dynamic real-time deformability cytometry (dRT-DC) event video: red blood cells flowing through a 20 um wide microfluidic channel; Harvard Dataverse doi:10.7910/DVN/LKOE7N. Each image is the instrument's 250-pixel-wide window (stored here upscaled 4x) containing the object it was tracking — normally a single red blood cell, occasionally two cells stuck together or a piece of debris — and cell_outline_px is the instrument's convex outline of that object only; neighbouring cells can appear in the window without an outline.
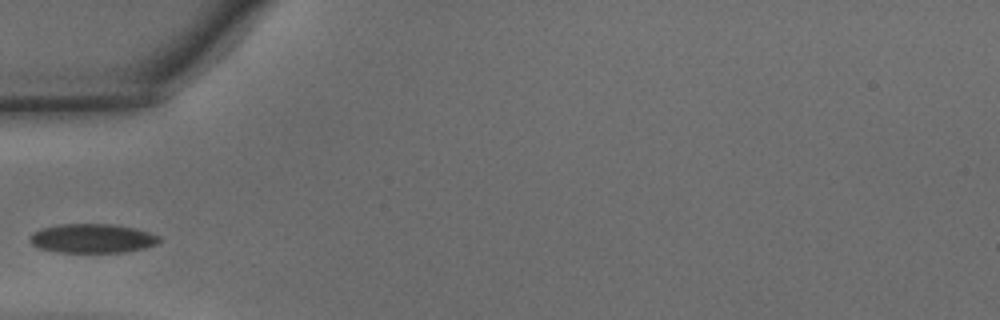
{"species": "common noctule bat (a hibernating species)", "species_latin": "Nyctalus noctula", "temperature_condition": "warm", "stored_images_in_passage": 22, "camera_frame_rate_fps": 3000, "um_per_image_px": 0.085, "animal": {"sex": "male", "body_mass_g": 15.6}, "frame": {"image": 1, "passage_image": 1, "time_ms": 0.0, "image_size_px": [1000, 320], "cell_outline_px": [[160, 240], [156, 244], [144, 248], [124, 252], [56, 252], [40, 248], [32, 244], [28, 240], [28, 236], [32, 232], [44, 228], [60, 224], [112, 224], [136, 228], [160, 236]], "centroid_in_image_um": [7.83, 20.26], "position_along_channel_um": 77.2, "area_um2": 21.96}}
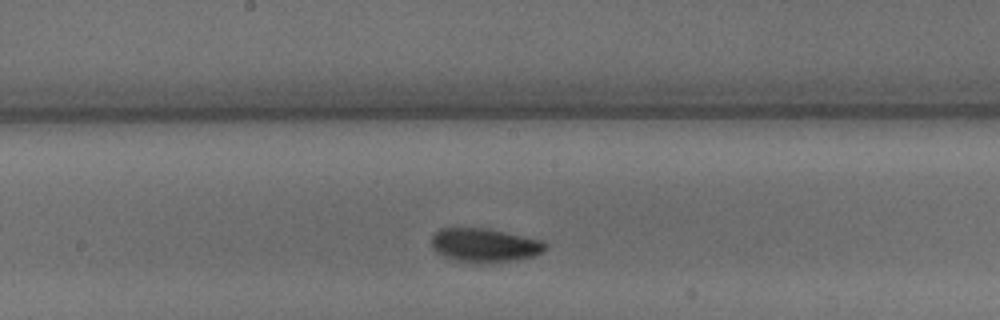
{"frame": {"image": 2, "passage_image": 10, "time_ms": 3.0, "image_size_px": [1000, 320], "cell_outline_px": [[548, 248], [544, 252], [532, 256], [512, 260], [484, 264], [464, 264], [452, 260], [436, 252], [432, 248], [432, 236], [440, 228], [488, 228], [544, 240], [548, 244]], "centroid_in_image_um": [41.2, 20.86], "position_along_channel_um": 207.0, "area_um2": 23.06}}
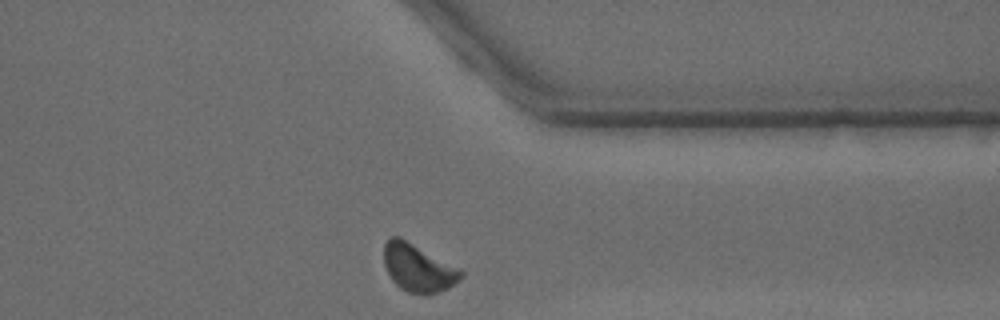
{"frame": {"image": 3, "passage_image": 22, "time_ms": 7.0, "image_size_px": [1000, 320], "cell_outline_px": [[464, 276], [456, 284], [448, 288], [428, 296], [424, 296], [408, 292], [400, 288], [392, 280], [384, 264], [384, 244], [392, 236], [400, 236], [460, 268], [464, 272]], "centroid_in_image_um": [35.57, 22.79], "position_along_channel_um": 375.8, "area_um2": 21.79}}